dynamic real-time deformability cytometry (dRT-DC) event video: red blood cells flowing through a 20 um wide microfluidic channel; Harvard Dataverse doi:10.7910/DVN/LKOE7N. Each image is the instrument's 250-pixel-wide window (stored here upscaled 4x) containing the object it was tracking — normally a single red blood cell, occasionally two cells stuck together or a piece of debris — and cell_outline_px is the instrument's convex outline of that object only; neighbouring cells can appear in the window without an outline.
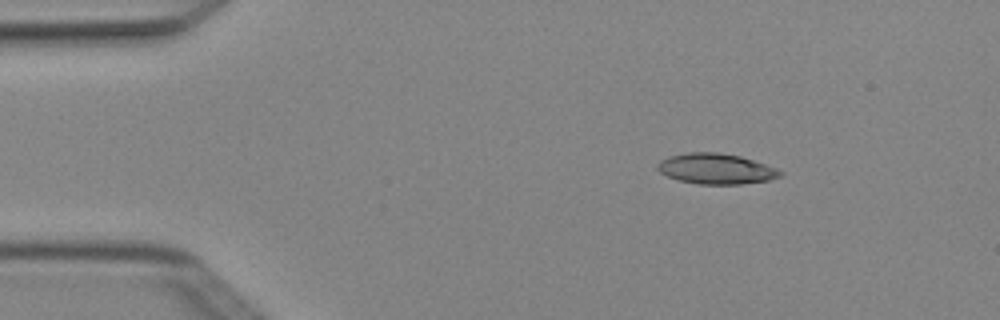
{"species": "Egyptian fruit bat (a non-hibernating species)", "species_latin": "Rousettus aegyptiacus", "temperature_condition": "cold", "stored_images_in_passage": 5, "segment_of_instrument_passage": [1, 2], "camera_frame_rate_fps": 3000, "um_per_image_px": 0.085, "animal": {"sex": "female"}, "frame": {"image": 1, "passage_image": 2, "time_ms": 0.333, "image_size_px": [1000, 320], "cell_outline_px": [[784, 172], [780, 176], [768, 180], [740, 184], [700, 184], [680, 180], [668, 176], [660, 172], [656, 168], [656, 164], [660, 160], [668, 156], [688, 152], [720, 152], [740, 156], [776, 168]], "centroid_in_image_um": [60.83, 14.33], "position_along_channel_um": 24.2, "area_um2": 21.73}}
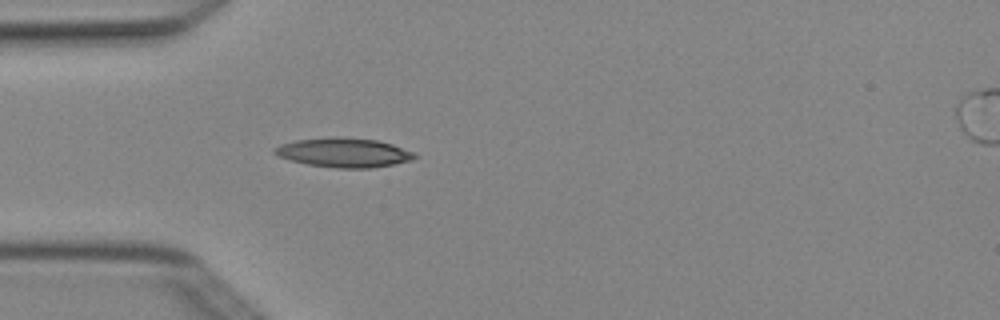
{"frame": {"image": 2, "passage_image": 4, "time_ms": 1.0, "image_size_px": [1000, 320], "cell_outline_px": [[420, 156], [412, 160], [372, 168], [336, 168], [308, 164], [292, 160], [280, 156], [272, 152], [272, 148], [280, 144], [296, 140], [336, 136], [376, 140], [392, 144], [416, 152]], "centroid_in_image_um": [29.26, 12.96], "position_along_channel_um": 55.7, "area_um2": 23.99}}